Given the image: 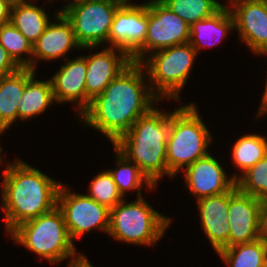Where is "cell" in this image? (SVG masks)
Returning a JSON list of instances; mask_svg holds the SVG:
<instances>
[{
    "label": "cell",
    "mask_w": 267,
    "mask_h": 267,
    "mask_svg": "<svg viewBox=\"0 0 267 267\" xmlns=\"http://www.w3.org/2000/svg\"><path fill=\"white\" fill-rule=\"evenodd\" d=\"M142 67L133 62L91 101L80 116L81 122L83 120L106 135L112 145L160 100L145 81Z\"/></svg>",
    "instance_id": "1"
},
{
    "label": "cell",
    "mask_w": 267,
    "mask_h": 267,
    "mask_svg": "<svg viewBox=\"0 0 267 267\" xmlns=\"http://www.w3.org/2000/svg\"><path fill=\"white\" fill-rule=\"evenodd\" d=\"M2 208L8 235L20 224L52 211L57 206L60 182L20 160L3 172Z\"/></svg>",
    "instance_id": "2"
},
{
    "label": "cell",
    "mask_w": 267,
    "mask_h": 267,
    "mask_svg": "<svg viewBox=\"0 0 267 267\" xmlns=\"http://www.w3.org/2000/svg\"><path fill=\"white\" fill-rule=\"evenodd\" d=\"M170 131V113L155 107L138 118L113 146L156 186L163 175L174 177L167 168L166 144Z\"/></svg>",
    "instance_id": "3"
},
{
    "label": "cell",
    "mask_w": 267,
    "mask_h": 267,
    "mask_svg": "<svg viewBox=\"0 0 267 267\" xmlns=\"http://www.w3.org/2000/svg\"><path fill=\"white\" fill-rule=\"evenodd\" d=\"M212 136L198 114L196 104H189L170 112V131L166 144L169 172L175 176L209 153L207 147Z\"/></svg>",
    "instance_id": "4"
},
{
    "label": "cell",
    "mask_w": 267,
    "mask_h": 267,
    "mask_svg": "<svg viewBox=\"0 0 267 267\" xmlns=\"http://www.w3.org/2000/svg\"><path fill=\"white\" fill-rule=\"evenodd\" d=\"M9 235L15 242L53 264L80 256H76L63 213L57 206L46 214L20 224Z\"/></svg>",
    "instance_id": "5"
},
{
    "label": "cell",
    "mask_w": 267,
    "mask_h": 267,
    "mask_svg": "<svg viewBox=\"0 0 267 267\" xmlns=\"http://www.w3.org/2000/svg\"><path fill=\"white\" fill-rule=\"evenodd\" d=\"M171 219L154 210L142 197L126 203L123 199L110 209L108 234L119 242L154 245L162 238Z\"/></svg>",
    "instance_id": "6"
},
{
    "label": "cell",
    "mask_w": 267,
    "mask_h": 267,
    "mask_svg": "<svg viewBox=\"0 0 267 267\" xmlns=\"http://www.w3.org/2000/svg\"><path fill=\"white\" fill-rule=\"evenodd\" d=\"M196 56L195 48L188 42L156 51L143 60L140 64L147 68L152 93L158 99L179 100Z\"/></svg>",
    "instance_id": "7"
},
{
    "label": "cell",
    "mask_w": 267,
    "mask_h": 267,
    "mask_svg": "<svg viewBox=\"0 0 267 267\" xmlns=\"http://www.w3.org/2000/svg\"><path fill=\"white\" fill-rule=\"evenodd\" d=\"M125 0H72L60 11L71 22L82 48L105 44L117 8Z\"/></svg>",
    "instance_id": "8"
},
{
    "label": "cell",
    "mask_w": 267,
    "mask_h": 267,
    "mask_svg": "<svg viewBox=\"0 0 267 267\" xmlns=\"http://www.w3.org/2000/svg\"><path fill=\"white\" fill-rule=\"evenodd\" d=\"M190 25L174 14L160 0L148 1V28L144 45L131 57L132 62L141 63L145 54L174 45L188 43Z\"/></svg>",
    "instance_id": "9"
},
{
    "label": "cell",
    "mask_w": 267,
    "mask_h": 267,
    "mask_svg": "<svg viewBox=\"0 0 267 267\" xmlns=\"http://www.w3.org/2000/svg\"><path fill=\"white\" fill-rule=\"evenodd\" d=\"M67 188L61 184L57 207L63 213L71 239L81 238L94 228L108 233L110 209L87 195L72 193Z\"/></svg>",
    "instance_id": "10"
},
{
    "label": "cell",
    "mask_w": 267,
    "mask_h": 267,
    "mask_svg": "<svg viewBox=\"0 0 267 267\" xmlns=\"http://www.w3.org/2000/svg\"><path fill=\"white\" fill-rule=\"evenodd\" d=\"M148 28V2L140 5L125 0L116 10L107 43L132 57L145 43Z\"/></svg>",
    "instance_id": "11"
},
{
    "label": "cell",
    "mask_w": 267,
    "mask_h": 267,
    "mask_svg": "<svg viewBox=\"0 0 267 267\" xmlns=\"http://www.w3.org/2000/svg\"><path fill=\"white\" fill-rule=\"evenodd\" d=\"M262 200L241 192L237 185L229 191L228 247L253 242L262 237Z\"/></svg>",
    "instance_id": "12"
},
{
    "label": "cell",
    "mask_w": 267,
    "mask_h": 267,
    "mask_svg": "<svg viewBox=\"0 0 267 267\" xmlns=\"http://www.w3.org/2000/svg\"><path fill=\"white\" fill-rule=\"evenodd\" d=\"M235 29L255 54L267 51V3L252 0H228ZM233 8V9H232Z\"/></svg>",
    "instance_id": "13"
},
{
    "label": "cell",
    "mask_w": 267,
    "mask_h": 267,
    "mask_svg": "<svg viewBox=\"0 0 267 267\" xmlns=\"http://www.w3.org/2000/svg\"><path fill=\"white\" fill-rule=\"evenodd\" d=\"M117 50L107 47L96 54L87 56L85 86L86 95L91 101L100 95L113 79L133 63L132 58L126 52L119 48Z\"/></svg>",
    "instance_id": "14"
},
{
    "label": "cell",
    "mask_w": 267,
    "mask_h": 267,
    "mask_svg": "<svg viewBox=\"0 0 267 267\" xmlns=\"http://www.w3.org/2000/svg\"><path fill=\"white\" fill-rule=\"evenodd\" d=\"M223 166L210 154L196 160L185 171V183L197 200L230 191L236 180L226 176Z\"/></svg>",
    "instance_id": "15"
},
{
    "label": "cell",
    "mask_w": 267,
    "mask_h": 267,
    "mask_svg": "<svg viewBox=\"0 0 267 267\" xmlns=\"http://www.w3.org/2000/svg\"><path fill=\"white\" fill-rule=\"evenodd\" d=\"M50 79L54 99L57 102H76L80 115L88 108L91 100L86 95L87 56L68 60ZM78 103V104H77Z\"/></svg>",
    "instance_id": "16"
},
{
    "label": "cell",
    "mask_w": 267,
    "mask_h": 267,
    "mask_svg": "<svg viewBox=\"0 0 267 267\" xmlns=\"http://www.w3.org/2000/svg\"><path fill=\"white\" fill-rule=\"evenodd\" d=\"M55 22H49L44 32L32 45V70L37 59L49 61L66 56L74 48H82L77 42L71 22L61 12L55 14ZM36 58V60H34Z\"/></svg>",
    "instance_id": "17"
},
{
    "label": "cell",
    "mask_w": 267,
    "mask_h": 267,
    "mask_svg": "<svg viewBox=\"0 0 267 267\" xmlns=\"http://www.w3.org/2000/svg\"><path fill=\"white\" fill-rule=\"evenodd\" d=\"M201 227L215 251L228 248L230 226L228 221L229 191L197 200Z\"/></svg>",
    "instance_id": "18"
},
{
    "label": "cell",
    "mask_w": 267,
    "mask_h": 267,
    "mask_svg": "<svg viewBox=\"0 0 267 267\" xmlns=\"http://www.w3.org/2000/svg\"><path fill=\"white\" fill-rule=\"evenodd\" d=\"M30 68L17 71L0 78V130L5 131L18 119V104L26 83L35 75Z\"/></svg>",
    "instance_id": "19"
},
{
    "label": "cell",
    "mask_w": 267,
    "mask_h": 267,
    "mask_svg": "<svg viewBox=\"0 0 267 267\" xmlns=\"http://www.w3.org/2000/svg\"><path fill=\"white\" fill-rule=\"evenodd\" d=\"M234 29V18L230 9L227 6H223L212 16L197 21L190 26L189 43L198 53L201 47L204 49L206 45L213 47L218 44L230 30Z\"/></svg>",
    "instance_id": "20"
},
{
    "label": "cell",
    "mask_w": 267,
    "mask_h": 267,
    "mask_svg": "<svg viewBox=\"0 0 267 267\" xmlns=\"http://www.w3.org/2000/svg\"><path fill=\"white\" fill-rule=\"evenodd\" d=\"M51 80L39 81L35 75L26 83L24 92L18 104V118L27 120L45 112L54 103Z\"/></svg>",
    "instance_id": "21"
},
{
    "label": "cell",
    "mask_w": 267,
    "mask_h": 267,
    "mask_svg": "<svg viewBox=\"0 0 267 267\" xmlns=\"http://www.w3.org/2000/svg\"><path fill=\"white\" fill-rule=\"evenodd\" d=\"M217 254L228 267H265L267 239L262 236L253 242L235 244Z\"/></svg>",
    "instance_id": "22"
},
{
    "label": "cell",
    "mask_w": 267,
    "mask_h": 267,
    "mask_svg": "<svg viewBox=\"0 0 267 267\" xmlns=\"http://www.w3.org/2000/svg\"><path fill=\"white\" fill-rule=\"evenodd\" d=\"M33 45L50 22L43 7L31 3L11 6L9 20Z\"/></svg>",
    "instance_id": "23"
},
{
    "label": "cell",
    "mask_w": 267,
    "mask_h": 267,
    "mask_svg": "<svg viewBox=\"0 0 267 267\" xmlns=\"http://www.w3.org/2000/svg\"><path fill=\"white\" fill-rule=\"evenodd\" d=\"M117 168L115 170H108L115 182L118 192L124 197L127 190L135 189L139 197H142L143 182L149 188L155 186L150 180L141 172L140 168L132 161L128 160L122 153H120L115 147Z\"/></svg>",
    "instance_id": "24"
},
{
    "label": "cell",
    "mask_w": 267,
    "mask_h": 267,
    "mask_svg": "<svg viewBox=\"0 0 267 267\" xmlns=\"http://www.w3.org/2000/svg\"><path fill=\"white\" fill-rule=\"evenodd\" d=\"M267 155V139L257 134L240 137L233 145V163L244 173Z\"/></svg>",
    "instance_id": "25"
},
{
    "label": "cell",
    "mask_w": 267,
    "mask_h": 267,
    "mask_svg": "<svg viewBox=\"0 0 267 267\" xmlns=\"http://www.w3.org/2000/svg\"><path fill=\"white\" fill-rule=\"evenodd\" d=\"M174 14L181 17L188 25L208 18L224 5L217 0H160Z\"/></svg>",
    "instance_id": "26"
},
{
    "label": "cell",
    "mask_w": 267,
    "mask_h": 267,
    "mask_svg": "<svg viewBox=\"0 0 267 267\" xmlns=\"http://www.w3.org/2000/svg\"><path fill=\"white\" fill-rule=\"evenodd\" d=\"M0 44L20 68L32 69V44L10 21L0 25ZM26 53L30 57L22 58Z\"/></svg>",
    "instance_id": "27"
},
{
    "label": "cell",
    "mask_w": 267,
    "mask_h": 267,
    "mask_svg": "<svg viewBox=\"0 0 267 267\" xmlns=\"http://www.w3.org/2000/svg\"><path fill=\"white\" fill-rule=\"evenodd\" d=\"M237 188L248 195L267 199V155L241 176L234 174Z\"/></svg>",
    "instance_id": "28"
},
{
    "label": "cell",
    "mask_w": 267,
    "mask_h": 267,
    "mask_svg": "<svg viewBox=\"0 0 267 267\" xmlns=\"http://www.w3.org/2000/svg\"><path fill=\"white\" fill-rule=\"evenodd\" d=\"M89 192L87 196L109 209L114 208L124 199L118 192L117 186L109 171L99 173L94 177L90 183Z\"/></svg>",
    "instance_id": "29"
},
{
    "label": "cell",
    "mask_w": 267,
    "mask_h": 267,
    "mask_svg": "<svg viewBox=\"0 0 267 267\" xmlns=\"http://www.w3.org/2000/svg\"><path fill=\"white\" fill-rule=\"evenodd\" d=\"M19 68L7 50L0 44V78L17 71Z\"/></svg>",
    "instance_id": "30"
},
{
    "label": "cell",
    "mask_w": 267,
    "mask_h": 267,
    "mask_svg": "<svg viewBox=\"0 0 267 267\" xmlns=\"http://www.w3.org/2000/svg\"><path fill=\"white\" fill-rule=\"evenodd\" d=\"M11 5L6 0H0V25L10 20Z\"/></svg>",
    "instance_id": "31"
},
{
    "label": "cell",
    "mask_w": 267,
    "mask_h": 267,
    "mask_svg": "<svg viewBox=\"0 0 267 267\" xmlns=\"http://www.w3.org/2000/svg\"><path fill=\"white\" fill-rule=\"evenodd\" d=\"M68 267H93V266L85 257V255L80 254L78 258L71 260L69 262Z\"/></svg>",
    "instance_id": "32"
},
{
    "label": "cell",
    "mask_w": 267,
    "mask_h": 267,
    "mask_svg": "<svg viewBox=\"0 0 267 267\" xmlns=\"http://www.w3.org/2000/svg\"><path fill=\"white\" fill-rule=\"evenodd\" d=\"M262 236L267 239V199L262 200Z\"/></svg>",
    "instance_id": "33"
},
{
    "label": "cell",
    "mask_w": 267,
    "mask_h": 267,
    "mask_svg": "<svg viewBox=\"0 0 267 267\" xmlns=\"http://www.w3.org/2000/svg\"><path fill=\"white\" fill-rule=\"evenodd\" d=\"M261 55H267V51L260 53ZM265 91L264 94L262 96V101H261V107H259V111H258V116L260 117V115H263L264 113H267V79H266V83H265Z\"/></svg>",
    "instance_id": "34"
},
{
    "label": "cell",
    "mask_w": 267,
    "mask_h": 267,
    "mask_svg": "<svg viewBox=\"0 0 267 267\" xmlns=\"http://www.w3.org/2000/svg\"><path fill=\"white\" fill-rule=\"evenodd\" d=\"M11 6L17 5V4H23L24 0H6Z\"/></svg>",
    "instance_id": "35"
},
{
    "label": "cell",
    "mask_w": 267,
    "mask_h": 267,
    "mask_svg": "<svg viewBox=\"0 0 267 267\" xmlns=\"http://www.w3.org/2000/svg\"><path fill=\"white\" fill-rule=\"evenodd\" d=\"M1 133H3V131L0 130V134H1ZM1 153H2V147H0V162L3 161V160H2V157H1V155H2Z\"/></svg>",
    "instance_id": "36"
},
{
    "label": "cell",
    "mask_w": 267,
    "mask_h": 267,
    "mask_svg": "<svg viewBox=\"0 0 267 267\" xmlns=\"http://www.w3.org/2000/svg\"><path fill=\"white\" fill-rule=\"evenodd\" d=\"M252 1L265 2V3H267V0H252Z\"/></svg>",
    "instance_id": "37"
}]
</instances>
